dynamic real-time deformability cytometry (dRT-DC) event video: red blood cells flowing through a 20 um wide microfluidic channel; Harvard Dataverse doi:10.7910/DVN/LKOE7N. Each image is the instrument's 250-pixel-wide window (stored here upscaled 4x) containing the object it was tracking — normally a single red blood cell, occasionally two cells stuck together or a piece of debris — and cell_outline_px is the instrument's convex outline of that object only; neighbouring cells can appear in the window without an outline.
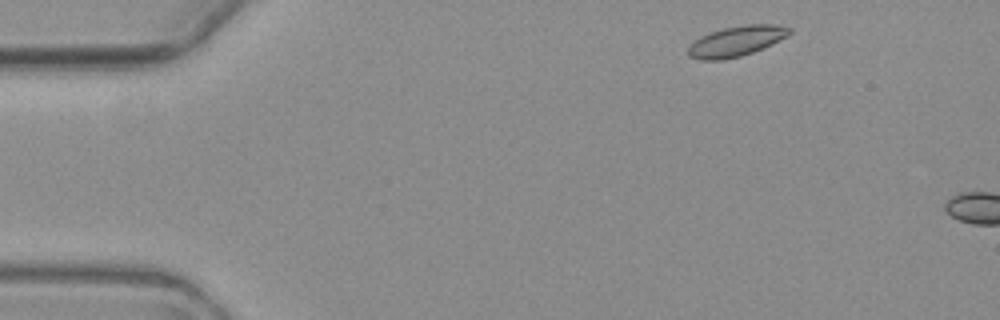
{"species": "common noctule bat (a hibernating species)", "species_latin": "Nyctalus noctula", "temperature_condition": "warm", "stored_images_in_passage": 2, "camera_frame_rate_fps": 3000, "um_per_image_px": 0.085, "animal": {"sex": "female", "body_mass_g": 19.3, "forearm_length_mm": 54.1}, "frame": {"image": 1, "passage_image": 1, "time_ms": 0.0, "image_size_px": [1000, 320], "cell_outline_px": [[792, 32], [772, 44], [752, 52], [740, 56], [720, 60], [700, 60], [688, 56], [688, 48], [700, 36], [724, 28], [744, 24], [776, 24], [792, 28]], "centroid_in_image_um": [62.6, 3.49], "position_along_channel_um": 22.4, "area_um2": 17.69}}